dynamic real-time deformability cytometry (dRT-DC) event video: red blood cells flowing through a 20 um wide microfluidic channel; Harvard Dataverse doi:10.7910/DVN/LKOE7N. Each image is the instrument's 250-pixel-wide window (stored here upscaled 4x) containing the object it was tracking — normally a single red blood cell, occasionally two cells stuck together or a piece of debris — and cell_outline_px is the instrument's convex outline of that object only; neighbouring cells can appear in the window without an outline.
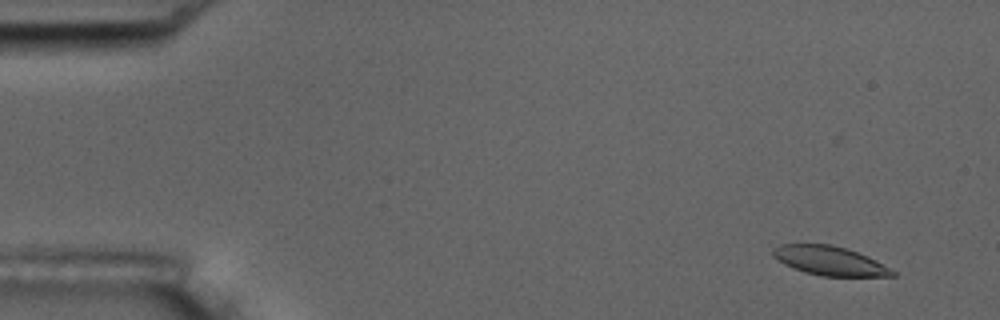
{"species": "common noctule bat (a hibernating species)", "species_latin": "Nyctalus noctula", "temperature_condition": "room temperature", "stored_images_in_passage": 9, "camera_frame_rate_fps": 3000, "um_per_image_px": 0.085, "animal": {"sex": "male", "body_mass_g": 17.5, "forearm_length_mm": 52.3}, "frame": {"image": 1, "passage_image": 2, "time_ms": 1.0, "image_size_px": [1000, 320], "cell_outline_px": [[896, 276], [820, 276], [804, 272], [792, 268], [784, 264], [772, 252], [772, 248], [780, 244], [832, 244], [848, 248], [868, 256], [896, 272]], "centroid_in_image_um": [70.53, 22.16], "position_along_channel_um": 14.5, "area_um2": 20.23}}
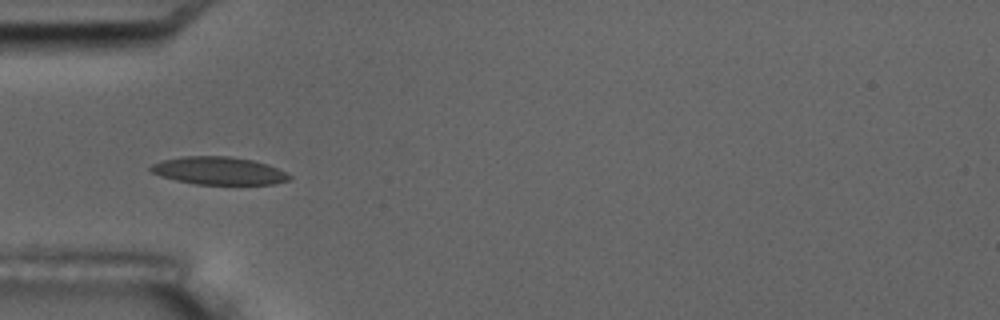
{"frame": {"image": 2, "passage_image": 6, "time_ms": 5.667, "image_size_px": [1000, 320], "cell_outline_px": [[292, 176], [288, 180], [272, 184], [196, 184], [176, 180], [160, 176], [152, 172], [148, 168], [152, 164], [164, 160], [180, 156], [228, 156], [252, 160], [268, 164]], "centroid_in_image_um": [18.56, 14.51], "position_along_channel_um": 66.4, "area_um2": 22.25}}
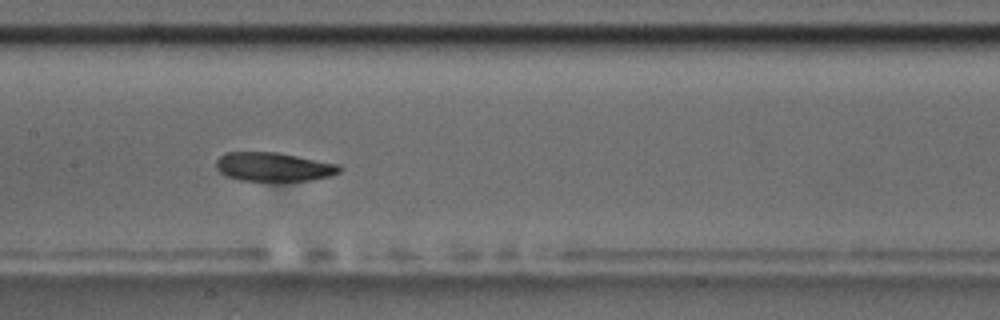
{"frame": {"image": 3, "passage_image": 9, "time_ms": 9.0, "image_size_px": [1000, 320], "cell_outline_px": [[344, 168], [340, 172], [332, 176], [312, 180], [240, 180], [228, 176], [220, 172], [216, 168], [216, 160], [220, 156], [228, 152], [276, 152], [340, 164]], "centroid_in_image_um": [23.31, 14.17], "position_along_channel_um": 184.1, "area_um2": 20.69}}